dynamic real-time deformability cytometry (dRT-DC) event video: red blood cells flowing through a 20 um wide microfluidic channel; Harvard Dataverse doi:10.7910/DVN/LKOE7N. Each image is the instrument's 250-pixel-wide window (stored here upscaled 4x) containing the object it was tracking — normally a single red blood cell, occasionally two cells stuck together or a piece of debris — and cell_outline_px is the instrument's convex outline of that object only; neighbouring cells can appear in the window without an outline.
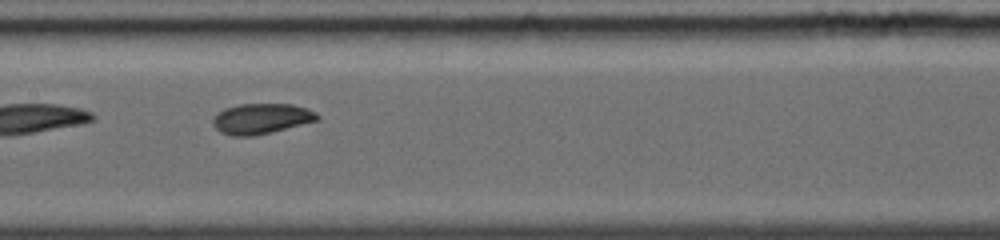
{"species": "common noctule bat (a hibernating species)", "species_latin": "Nyctalus noctula", "temperature_condition": "warm", "stored_images_in_passage": 27, "camera_frame_rate_fps": 5000, "um_per_image_px": 0.085, "animal": {"sex": "female", "body_mass_g": 19.0, "forearm_length_mm": 56.7}, "frame": {"image": 1, "passage_image": 8, "time_ms": 3.0, "image_size_px": [1000, 240], "cell_outline_px": [[320, 120], [252, 136], [232, 136], [220, 132], [212, 124], [212, 120], [216, 112], [224, 108], [240, 104], [292, 104], [308, 108], [316, 112], [320, 116]], "centroid_in_image_um": [22.2, 10.07], "position_along_channel_um": 185.2, "area_um2": 18.61}}